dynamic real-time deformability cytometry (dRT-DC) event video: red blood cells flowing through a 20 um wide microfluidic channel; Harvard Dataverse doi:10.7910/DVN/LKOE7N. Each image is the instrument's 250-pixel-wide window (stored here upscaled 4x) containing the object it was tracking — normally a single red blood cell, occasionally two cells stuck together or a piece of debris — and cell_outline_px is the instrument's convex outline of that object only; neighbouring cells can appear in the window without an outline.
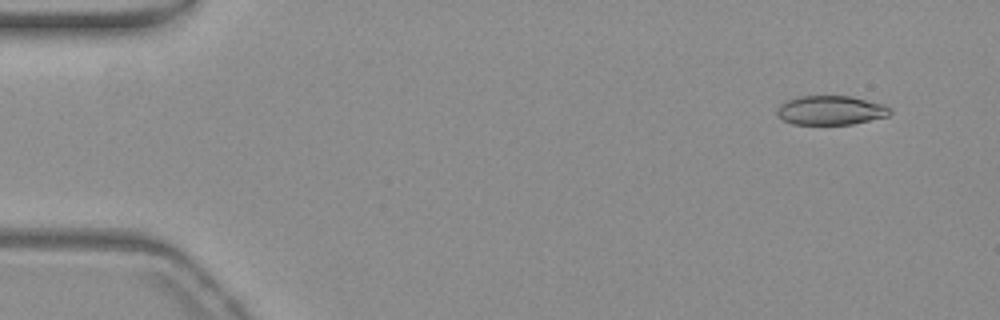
{"species": "common noctule bat (a hibernating species)", "species_latin": "Nyctalus noctula", "temperature_condition": "warm", "stored_images_in_passage": 56, "camera_frame_rate_fps": 3000, "um_per_image_px": 0.085, "animal": {"sex": "female", "body_mass_g": 19.3, "forearm_length_mm": 54.1}, "frame": {"image": 1, "passage_image": 5, "time_ms": 1.333, "image_size_px": [1000, 320], "cell_outline_px": [[892, 112], [888, 116], [852, 124], [792, 124], [784, 120], [776, 112], [780, 104], [788, 100], [800, 96], [852, 96], [884, 104], [892, 108]], "centroid_in_image_um": [70.66, 9.37], "position_along_channel_um": 14.3, "area_um2": 19.19}}
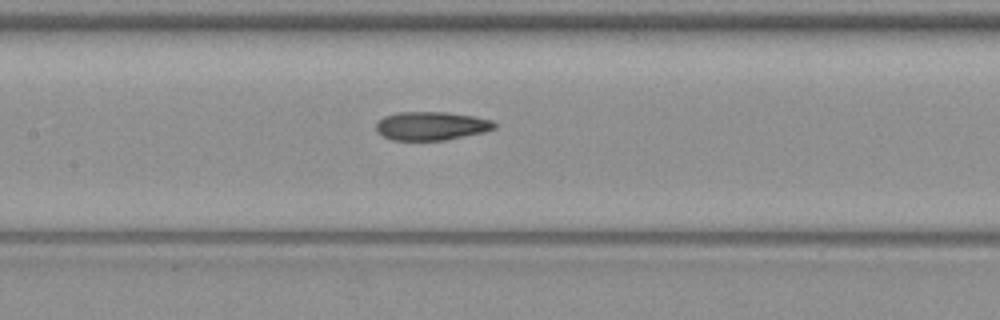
{"frame": {"image": 2, "passage_image": 27, "time_ms": 8.667, "image_size_px": [1000, 320], "cell_outline_px": [[496, 128], [484, 132], [444, 140], [392, 140], [376, 132], [376, 124], [384, 116], [396, 112], [448, 112], [476, 116], [492, 120], [496, 124]], "centroid_in_image_um": [36.67, 10.69], "position_along_channel_um": 170.7, "area_um2": 19.77}}
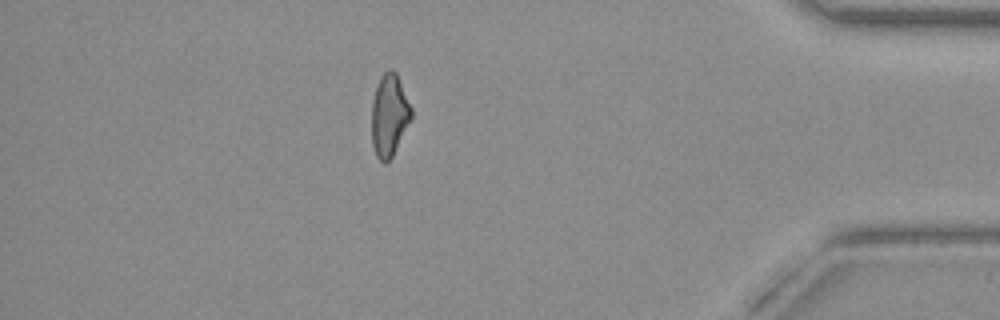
{"frame": {"image": 3, "passage_image": 49, "time_ms": 16.0, "image_size_px": [1000, 320], "cell_outline_px": [[412, 116], [392, 156], [384, 164], [376, 156], [372, 148], [372, 100], [376, 84], [380, 76], [388, 68], [392, 68], [396, 72], [412, 108]], "centroid_in_image_um": [33.07, 9.76], "position_along_channel_um": 402.1, "area_um2": 19.02}, "authors_computed_cell_mechanics": {"area_um2": 19.5942, "velocity_mm_per_s": 3.7475, "shape_relaxation_time_tau1_ms": null, "shape_relaxation_time_tau2_ms": 4.0078, "deformation_change_tau1": null, "deformation_change_tau2": 0.1148}}